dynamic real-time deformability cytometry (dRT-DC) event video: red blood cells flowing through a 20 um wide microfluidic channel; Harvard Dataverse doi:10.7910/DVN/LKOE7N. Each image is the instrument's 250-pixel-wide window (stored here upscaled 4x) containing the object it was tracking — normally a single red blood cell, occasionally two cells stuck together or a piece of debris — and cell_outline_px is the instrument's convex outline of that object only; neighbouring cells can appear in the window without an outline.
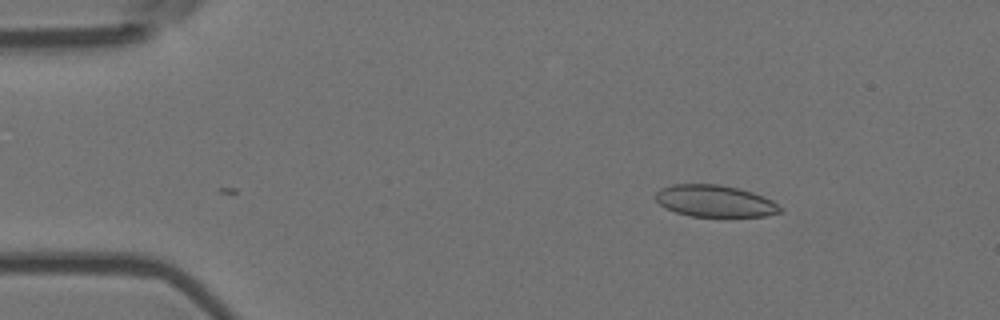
{"species": "Egyptian fruit bat (a non-hibernating species)", "species_latin": "Rousettus aegyptiacus", "temperature_condition": "room temperature", "stored_images_in_passage": 2, "camera_frame_rate_fps": 3000, "um_per_image_px": 0.085, "animal": {"sex": "female"}, "frame": {"image": 1, "passage_image": 2, "time_ms": 0.333, "image_size_px": [1000, 320], "cell_outline_px": [[784, 212], [768, 216], [692, 216], [676, 212], [664, 208], [656, 200], [656, 192], [660, 188], [672, 184], [720, 184], [752, 192], [772, 200], [784, 208]], "centroid_in_image_um": [60.79, 17.09], "position_along_channel_um": 24.2, "area_um2": 23.18}}